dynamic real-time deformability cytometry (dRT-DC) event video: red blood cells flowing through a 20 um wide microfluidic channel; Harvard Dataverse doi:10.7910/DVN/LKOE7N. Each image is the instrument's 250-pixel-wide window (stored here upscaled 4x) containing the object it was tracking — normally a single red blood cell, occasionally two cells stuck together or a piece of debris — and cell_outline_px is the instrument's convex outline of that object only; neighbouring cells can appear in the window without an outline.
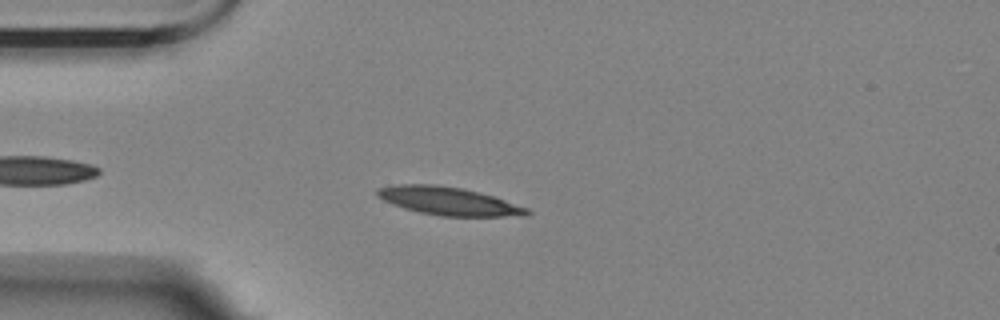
{"species": "Egyptian fruit bat (a non-hibernating species)", "species_latin": "Rousettus aegyptiacus", "temperature_condition": "room temperature", "stored_images_in_passage": 49, "camera_frame_rate_fps": 3000, "um_per_image_px": 0.085, "animal": {"sex": "female"}, "frame": {"image": 1, "passage_image": 7, "time_ms": 2.0, "image_size_px": [1000, 320], "cell_outline_px": [[532, 212], [528, 216], [440, 216], [420, 212], [404, 208], [392, 204], [376, 196], [376, 188], [392, 184], [436, 184], [460, 188], [492, 196], [528, 208]], "centroid_in_image_um": [38.09, 17.09], "position_along_channel_um": 46.9, "area_um2": 24.45}}
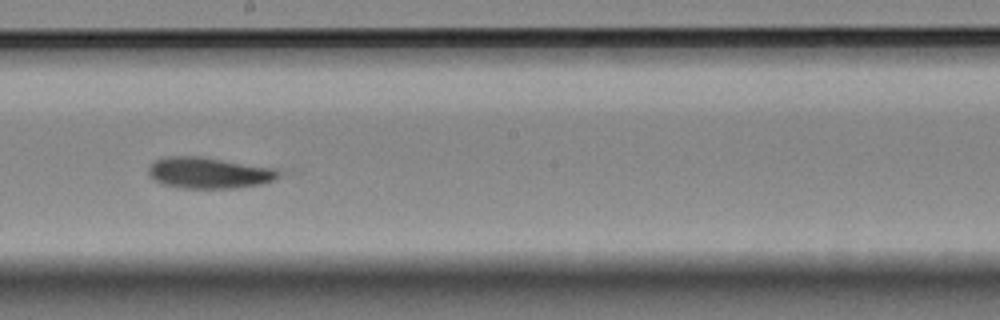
{"frame": {"image": 2, "passage_image": 24, "time_ms": 7.667, "image_size_px": [1000, 320], "cell_outline_px": [[284, 172], [280, 176], [272, 180], [260, 184], [236, 188], [180, 188], [160, 184], [152, 180], [148, 176], [148, 164], [164, 156], [200, 156], [276, 168]], "centroid_in_image_um": [17.71, 14.69], "position_along_channel_um": 230.5, "area_um2": 24.1}}
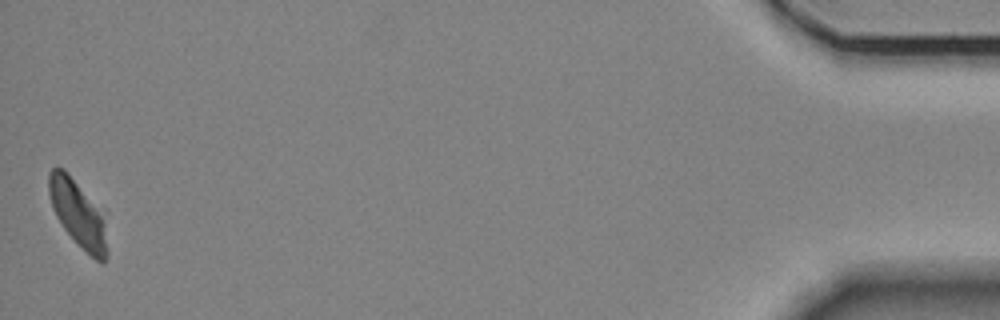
{"frame": {"image": 3, "passage_image": 49, "time_ms": 16.0, "image_size_px": [1000, 320], "cell_outline_px": [[108, 252], [104, 264], [100, 264], [64, 228], [56, 216], [52, 208], [48, 192], [48, 172], [52, 168], [64, 168], [108, 212]], "centroid_in_image_um": [6.74, 18.12], "position_along_channel_um": 428.5, "area_um2": 23.93}, "authors_computed_cell_mechanics": {"area_um2": 23.8714, "velocity_mm_per_s": 3.4762, "shape_relaxation_time_tau1_ms": null, "shape_relaxation_time_tau2_ms": 1.5247, "deformation_change_tau1": null, "deformation_change_tau2": 0.0645}}